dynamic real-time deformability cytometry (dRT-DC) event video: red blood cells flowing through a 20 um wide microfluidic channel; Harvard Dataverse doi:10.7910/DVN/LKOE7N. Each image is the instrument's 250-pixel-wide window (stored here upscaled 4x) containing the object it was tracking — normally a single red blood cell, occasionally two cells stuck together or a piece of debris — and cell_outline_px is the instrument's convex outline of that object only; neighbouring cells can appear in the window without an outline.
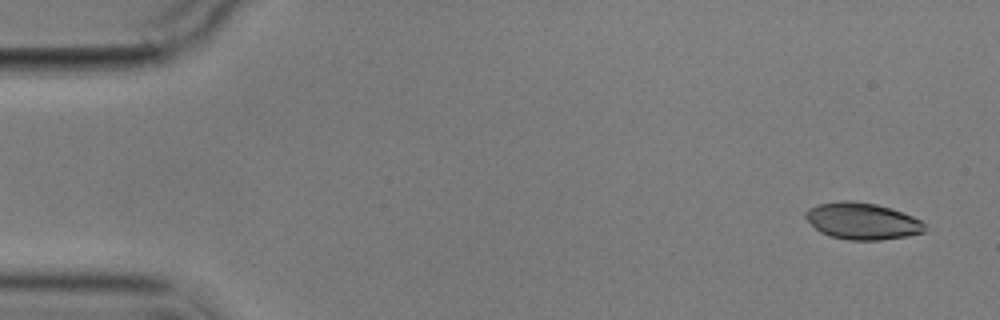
{"species": "common noctule bat (a hibernating species)", "species_latin": "Nyctalus noctula", "temperature_condition": "cold", "stored_images_in_passage": 7, "camera_frame_rate_fps": 3000, "um_per_image_px": 0.085, "animal": {"sex": "male", "body_mass_g": 17.9}, "frame": {"image": 1, "passage_image": 1, "time_ms": 0.0, "image_size_px": [1000, 320], "cell_outline_px": [[928, 228], [924, 232], [908, 236], [880, 240], [848, 240], [832, 236], [820, 232], [804, 216], [804, 212], [808, 208], [820, 204], [840, 200], [852, 200], [876, 204], [892, 208], [912, 216], [928, 224]], "centroid_in_image_um": [73.33, 18.79], "position_along_channel_um": 11.7, "area_um2": 25.66}}
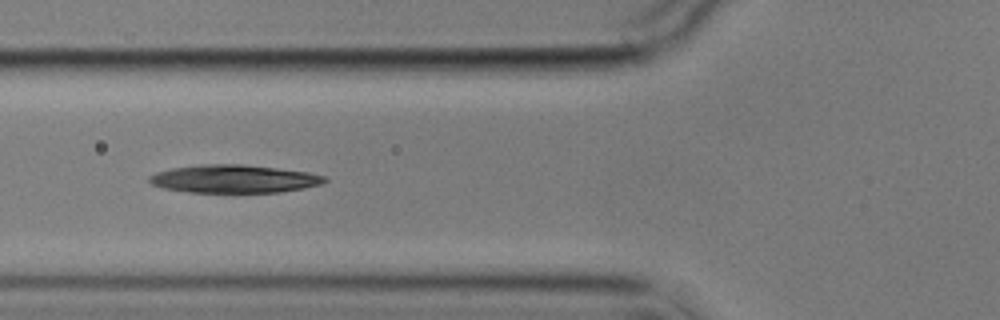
{"frame": {"image": 2, "passage_image": 6, "time_ms": 6.0, "image_size_px": [1000, 320], "cell_outline_px": [[328, 180], [324, 184], [304, 188], [280, 192], [188, 192], [164, 188], [152, 184], [148, 180], [148, 176], [156, 172], [172, 168], [200, 164], [244, 164], [308, 172], [324, 176]], "centroid_in_image_um": [19.89, 15.2], "position_along_channel_um": 105.9, "area_um2": 28.67}}
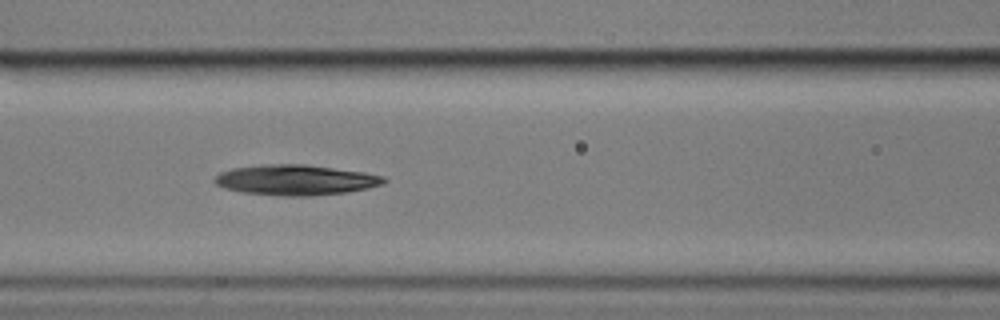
{"frame": {"image": 3, "passage_image": 7, "time_ms": 7.0, "image_size_px": [1000, 320], "cell_outline_px": [[388, 180], [384, 184], [368, 188], [348, 192], [308, 196], [280, 196], [240, 192], [224, 188], [216, 184], [212, 180], [220, 172], [232, 168], [260, 164], [304, 164], [364, 172], [384, 176]], "centroid_in_image_um": [25.12, 15.3], "position_along_channel_um": 141.5, "area_um2": 30.23}}